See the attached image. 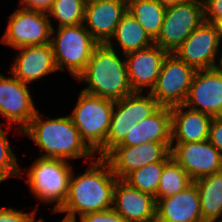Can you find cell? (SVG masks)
Returning <instances> with one entry per match:
<instances>
[{
	"label": "cell",
	"instance_id": "1",
	"mask_svg": "<svg viewBox=\"0 0 222 222\" xmlns=\"http://www.w3.org/2000/svg\"><path fill=\"white\" fill-rule=\"evenodd\" d=\"M80 175L74 168L69 181V192L64 205L57 213L79 218L87 213L113 208L114 188L117 181L109 162L95 157Z\"/></svg>",
	"mask_w": 222,
	"mask_h": 222
},
{
	"label": "cell",
	"instance_id": "2",
	"mask_svg": "<svg viewBox=\"0 0 222 222\" xmlns=\"http://www.w3.org/2000/svg\"><path fill=\"white\" fill-rule=\"evenodd\" d=\"M35 114L22 131L40 149L39 157L75 160L84 158L92 161L96 154L82 140L78 129L70 116L45 117L43 113ZM46 119H44L43 117Z\"/></svg>",
	"mask_w": 222,
	"mask_h": 222
},
{
	"label": "cell",
	"instance_id": "3",
	"mask_svg": "<svg viewBox=\"0 0 222 222\" xmlns=\"http://www.w3.org/2000/svg\"><path fill=\"white\" fill-rule=\"evenodd\" d=\"M120 54L107 43L98 44L86 68L75 78L88 84L81 91L114 101L132 94L125 55Z\"/></svg>",
	"mask_w": 222,
	"mask_h": 222
},
{
	"label": "cell",
	"instance_id": "4",
	"mask_svg": "<svg viewBox=\"0 0 222 222\" xmlns=\"http://www.w3.org/2000/svg\"><path fill=\"white\" fill-rule=\"evenodd\" d=\"M72 165L65 159L37 157L27 171L20 170V177L27 175L29 191L39 202L54 204L50 211L56 214L68 196Z\"/></svg>",
	"mask_w": 222,
	"mask_h": 222
},
{
	"label": "cell",
	"instance_id": "5",
	"mask_svg": "<svg viewBox=\"0 0 222 222\" xmlns=\"http://www.w3.org/2000/svg\"><path fill=\"white\" fill-rule=\"evenodd\" d=\"M50 44L59 71L68 70L76 78L91 58L99 44L84 24L52 28Z\"/></svg>",
	"mask_w": 222,
	"mask_h": 222
},
{
	"label": "cell",
	"instance_id": "6",
	"mask_svg": "<svg viewBox=\"0 0 222 222\" xmlns=\"http://www.w3.org/2000/svg\"><path fill=\"white\" fill-rule=\"evenodd\" d=\"M75 103L69 116L82 140L96 153L105 144L115 101L80 90Z\"/></svg>",
	"mask_w": 222,
	"mask_h": 222
},
{
	"label": "cell",
	"instance_id": "7",
	"mask_svg": "<svg viewBox=\"0 0 222 222\" xmlns=\"http://www.w3.org/2000/svg\"><path fill=\"white\" fill-rule=\"evenodd\" d=\"M161 106L150 93L133 92L116 100L105 144L95 153L104 157L118 145L137 123L153 115Z\"/></svg>",
	"mask_w": 222,
	"mask_h": 222
},
{
	"label": "cell",
	"instance_id": "8",
	"mask_svg": "<svg viewBox=\"0 0 222 222\" xmlns=\"http://www.w3.org/2000/svg\"><path fill=\"white\" fill-rule=\"evenodd\" d=\"M204 22L203 2L187 0L166 7L164 21L154 44L169 54L174 53L185 39Z\"/></svg>",
	"mask_w": 222,
	"mask_h": 222
},
{
	"label": "cell",
	"instance_id": "9",
	"mask_svg": "<svg viewBox=\"0 0 222 222\" xmlns=\"http://www.w3.org/2000/svg\"><path fill=\"white\" fill-rule=\"evenodd\" d=\"M1 43L15 49L50 43L52 21L47 13L18 7L9 15Z\"/></svg>",
	"mask_w": 222,
	"mask_h": 222
},
{
	"label": "cell",
	"instance_id": "10",
	"mask_svg": "<svg viewBox=\"0 0 222 222\" xmlns=\"http://www.w3.org/2000/svg\"><path fill=\"white\" fill-rule=\"evenodd\" d=\"M196 71L174 53L168 54L150 94L162 107L183 105Z\"/></svg>",
	"mask_w": 222,
	"mask_h": 222
},
{
	"label": "cell",
	"instance_id": "11",
	"mask_svg": "<svg viewBox=\"0 0 222 222\" xmlns=\"http://www.w3.org/2000/svg\"><path fill=\"white\" fill-rule=\"evenodd\" d=\"M4 75L0 77V117L2 115L6 123L0 120V125L15 127L22 133L38 110L28 84L13 75Z\"/></svg>",
	"mask_w": 222,
	"mask_h": 222
},
{
	"label": "cell",
	"instance_id": "12",
	"mask_svg": "<svg viewBox=\"0 0 222 222\" xmlns=\"http://www.w3.org/2000/svg\"><path fill=\"white\" fill-rule=\"evenodd\" d=\"M222 48L215 24L204 21L174 52L196 70L212 69L219 65Z\"/></svg>",
	"mask_w": 222,
	"mask_h": 222
},
{
	"label": "cell",
	"instance_id": "13",
	"mask_svg": "<svg viewBox=\"0 0 222 222\" xmlns=\"http://www.w3.org/2000/svg\"><path fill=\"white\" fill-rule=\"evenodd\" d=\"M104 158L117 179H124L132 171L147 164L167 162L171 158V142H146L137 146L112 148Z\"/></svg>",
	"mask_w": 222,
	"mask_h": 222
},
{
	"label": "cell",
	"instance_id": "14",
	"mask_svg": "<svg viewBox=\"0 0 222 222\" xmlns=\"http://www.w3.org/2000/svg\"><path fill=\"white\" fill-rule=\"evenodd\" d=\"M171 158L192 181L222 171V155L208 140L171 143Z\"/></svg>",
	"mask_w": 222,
	"mask_h": 222
},
{
	"label": "cell",
	"instance_id": "15",
	"mask_svg": "<svg viewBox=\"0 0 222 222\" xmlns=\"http://www.w3.org/2000/svg\"><path fill=\"white\" fill-rule=\"evenodd\" d=\"M183 105L212 117H222V70L219 67L197 70Z\"/></svg>",
	"mask_w": 222,
	"mask_h": 222
},
{
	"label": "cell",
	"instance_id": "16",
	"mask_svg": "<svg viewBox=\"0 0 222 222\" xmlns=\"http://www.w3.org/2000/svg\"><path fill=\"white\" fill-rule=\"evenodd\" d=\"M168 54L161 47L153 44L125 55L128 79L133 92H151Z\"/></svg>",
	"mask_w": 222,
	"mask_h": 222
},
{
	"label": "cell",
	"instance_id": "17",
	"mask_svg": "<svg viewBox=\"0 0 222 222\" xmlns=\"http://www.w3.org/2000/svg\"><path fill=\"white\" fill-rule=\"evenodd\" d=\"M16 50L18 52L8 72L21 82L29 85L58 71L50 43L24 46Z\"/></svg>",
	"mask_w": 222,
	"mask_h": 222
},
{
	"label": "cell",
	"instance_id": "18",
	"mask_svg": "<svg viewBox=\"0 0 222 222\" xmlns=\"http://www.w3.org/2000/svg\"><path fill=\"white\" fill-rule=\"evenodd\" d=\"M113 209L127 222H155L156 219L155 197L131 187L123 179L115 183Z\"/></svg>",
	"mask_w": 222,
	"mask_h": 222
},
{
	"label": "cell",
	"instance_id": "19",
	"mask_svg": "<svg viewBox=\"0 0 222 222\" xmlns=\"http://www.w3.org/2000/svg\"><path fill=\"white\" fill-rule=\"evenodd\" d=\"M127 11V0H103L87 4L83 24L99 43H108Z\"/></svg>",
	"mask_w": 222,
	"mask_h": 222
},
{
	"label": "cell",
	"instance_id": "20",
	"mask_svg": "<svg viewBox=\"0 0 222 222\" xmlns=\"http://www.w3.org/2000/svg\"><path fill=\"white\" fill-rule=\"evenodd\" d=\"M155 222H204L195 183L173 196L158 199Z\"/></svg>",
	"mask_w": 222,
	"mask_h": 222
},
{
	"label": "cell",
	"instance_id": "21",
	"mask_svg": "<svg viewBox=\"0 0 222 222\" xmlns=\"http://www.w3.org/2000/svg\"><path fill=\"white\" fill-rule=\"evenodd\" d=\"M171 110V143H194L208 140L212 116L178 105Z\"/></svg>",
	"mask_w": 222,
	"mask_h": 222
},
{
	"label": "cell",
	"instance_id": "22",
	"mask_svg": "<svg viewBox=\"0 0 222 222\" xmlns=\"http://www.w3.org/2000/svg\"><path fill=\"white\" fill-rule=\"evenodd\" d=\"M146 142H171V110L160 107L153 115L137 123L118 144L137 146Z\"/></svg>",
	"mask_w": 222,
	"mask_h": 222
},
{
	"label": "cell",
	"instance_id": "23",
	"mask_svg": "<svg viewBox=\"0 0 222 222\" xmlns=\"http://www.w3.org/2000/svg\"><path fill=\"white\" fill-rule=\"evenodd\" d=\"M107 44L113 49L120 47L119 52L126 55L153 45L154 40L137 19L126 11L117 25L114 36Z\"/></svg>",
	"mask_w": 222,
	"mask_h": 222
},
{
	"label": "cell",
	"instance_id": "24",
	"mask_svg": "<svg viewBox=\"0 0 222 222\" xmlns=\"http://www.w3.org/2000/svg\"><path fill=\"white\" fill-rule=\"evenodd\" d=\"M199 191L204 222L222 217V171L193 181Z\"/></svg>",
	"mask_w": 222,
	"mask_h": 222
},
{
	"label": "cell",
	"instance_id": "25",
	"mask_svg": "<svg viewBox=\"0 0 222 222\" xmlns=\"http://www.w3.org/2000/svg\"><path fill=\"white\" fill-rule=\"evenodd\" d=\"M127 11L137 19L153 40L157 38L164 21L166 7L156 0H127Z\"/></svg>",
	"mask_w": 222,
	"mask_h": 222
},
{
	"label": "cell",
	"instance_id": "26",
	"mask_svg": "<svg viewBox=\"0 0 222 222\" xmlns=\"http://www.w3.org/2000/svg\"><path fill=\"white\" fill-rule=\"evenodd\" d=\"M193 181L184 169L170 158L164 165L161 174L159 187L156 194V201L161 198L173 196L183 191Z\"/></svg>",
	"mask_w": 222,
	"mask_h": 222
},
{
	"label": "cell",
	"instance_id": "27",
	"mask_svg": "<svg viewBox=\"0 0 222 222\" xmlns=\"http://www.w3.org/2000/svg\"><path fill=\"white\" fill-rule=\"evenodd\" d=\"M85 8L84 0H55L47 15L50 21L55 18L58 22L52 28L80 25L84 21Z\"/></svg>",
	"mask_w": 222,
	"mask_h": 222
},
{
	"label": "cell",
	"instance_id": "28",
	"mask_svg": "<svg viewBox=\"0 0 222 222\" xmlns=\"http://www.w3.org/2000/svg\"><path fill=\"white\" fill-rule=\"evenodd\" d=\"M166 162L147 164L129 173L123 180L131 187L155 197L160 183V178Z\"/></svg>",
	"mask_w": 222,
	"mask_h": 222
},
{
	"label": "cell",
	"instance_id": "29",
	"mask_svg": "<svg viewBox=\"0 0 222 222\" xmlns=\"http://www.w3.org/2000/svg\"><path fill=\"white\" fill-rule=\"evenodd\" d=\"M13 128L11 126L0 125V183L7 178L20 176L21 167L17 161L18 157L12 150L13 148L7 136Z\"/></svg>",
	"mask_w": 222,
	"mask_h": 222
},
{
	"label": "cell",
	"instance_id": "30",
	"mask_svg": "<svg viewBox=\"0 0 222 222\" xmlns=\"http://www.w3.org/2000/svg\"><path fill=\"white\" fill-rule=\"evenodd\" d=\"M37 209L34 208L31 213L24 212L13 207H0V222H38ZM37 219V220H36Z\"/></svg>",
	"mask_w": 222,
	"mask_h": 222
},
{
	"label": "cell",
	"instance_id": "31",
	"mask_svg": "<svg viewBox=\"0 0 222 222\" xmlns=\"http://www.w3.org/2000/svg\"><path fill=\"white\" fill-rule=\"evenodd\" d=\"M77 220L78 222H127L113 208L104 211L87 213Z\"/></svg>",
	"mask_w": 222,
	"mask_h": 222
},
{
	"label": "cell",
	"instance_id": "32",
	"mask_svg": "<svg viewBox=\"0 0 222 222\" xmlns=\"http://www.w3.org/2000/svg\"><path fill=\"white\" fill-rule=\"evenodd\" d=\"M204 21L215 24L222 19V0H203Z\"/></svg>",
	"mask_w": 222,
	"mask_h": 222
},
{
	"label": "cell",
	"instance_id": "33",
	"mask_svg": "<svg viewBox=\"0 0 222 222\" xmlns=\"http://www.w3.org/2000/svg\"><path fill=\"white\" fill-rule=\"evenodd\" d=\"M208 141L222 155V117H213L209 128Z\"/></svg>",
	"mask_w": 222,
	"mask_h": 222
},
{
	"label": "cell",
	"instance_id": "34",
	"mask_svg": "<svg viewBox=\"0 0 222 222\" xmlns=\"http://www.w3.org/2000/svg\"><path fill=\"white\" fill-rule=\"evenodd\" d=\"M55 0H19V6L28 10L47 13Z\"/></svg>",
	"mask_w": 222,
	"mask_h": 222
},
{
	"label": "cell",
	"instance_id": "35",
	"mask_svg": "<svg viewBox=\"0 0 222 222\" xmlns=\"http://www.w3.org/2000/svg\"><path fill=\"white\" fill-rule=\"evenodd\" d=\"M156 1L164 7H168V6L183 3L187 0H156Z\"/></svg>",
	"mask_w": 222,
	"mask_h": 222
},
{
	"label": "cell",
	"instance_id": "36",
	"mask_svg": "<svg viewBox=\"0 0 222 222\" xmlns=\"http://www.w3.org/2000/svg\"><path fill=\"white\" fill-rule=\"evenodd\" d=\"M215 26L217 28V32L219 34V39H220V42L222 44V19L218 20L216 23H215Z\"/></svg>",
	"mask_w": 222,
	"mask_h": 222
},
{
	"label": "cell",
	"instance_id": "37",
	"mask_svg": "<svg viewBox=\"0 0 222 222\" xmlns=\"http://www.w3.org/2000/svg\"><path fill=\"white\" fill-rule=\"evenodd\" d=\"M38 222H45V221H44L43 217L42 218L39 217ZM60 222H78V220L75 218H69V217L64 216Z\"/></svg>",
	"mask_w": 222,
	"mask_h": 222
},
{
	"label": "cell",
	"instance_id": "38",
	"mask_svg": "<svg viewBox=\"0 0 222 222\" xmlns=\"http://www.w3.org/2000/svg\"><path fill=\"white\" fill-rule=\"evenodd\" d=\"M103 0H84L85 4H92V3H96V2H101Z\"/></svg>",
	"mask_w": 222,
	"mask_h": 222
},
{
	"label": "cell",
	"instance_id": "39",
	"mask_svg": "<svg viewBox=\"0 0 222 222\" xmlns=\"http://www.w3.org/2000/svg\"><path fill=\"white\" fill-rule=\"evenodd\" d=\"M218 67L222 70V50H221V57H220V62H219Z\"/></svg>",
	"mask_w": 222,
	"mask_h": 222
},
{
	"label": "cell",
	"instance_id": "40",
	"mask_svg": "<svg viewBox=\"0 0 222 222\" xmlns=\"http://www.w3.org/2000/svg\"><path fill=\"white\" fill-rule=\"evenodd\" d=\"M209 222H222V217L221 218H218V219H214V220H211Z\"/></svg>",
	"mask_w": 222,
	"mask_h": 222
}]
</instances>
